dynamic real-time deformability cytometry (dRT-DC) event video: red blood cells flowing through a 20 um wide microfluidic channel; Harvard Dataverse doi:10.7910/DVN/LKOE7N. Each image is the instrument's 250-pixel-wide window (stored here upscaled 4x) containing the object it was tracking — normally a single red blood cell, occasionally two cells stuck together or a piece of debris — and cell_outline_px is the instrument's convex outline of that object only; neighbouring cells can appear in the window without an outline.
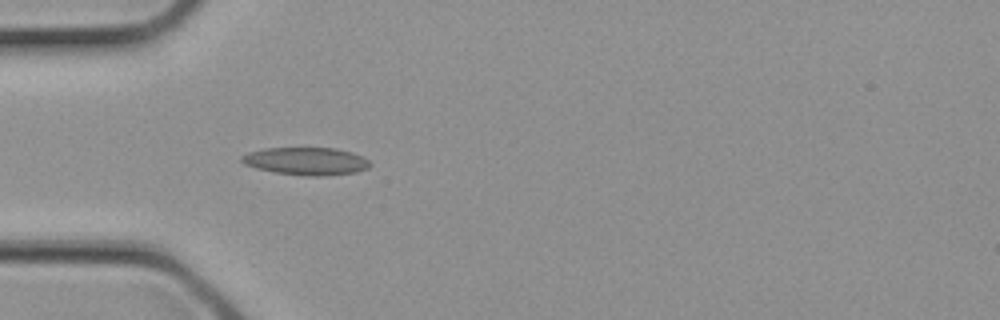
{"species": "common noctule bat (a hibernating species)", "species_latin": "Nyctalus noctula", "temperature_condition": "cold", "stored_images_in_passage": 2, "camera_frame_rate_fps": 3000, "um_per_image_px": 0.085, "animal": {"sex": "female", "body_mass_g": 21.9}, "frame": {"image": 1, "passage_image": 2, "time_ms": 0.333, "image_size_px": [1000, 320], "cell_outline_px": [[372, 164], [368, 168], [356, 172], [324, 176], [304, 176], [276, 172], [256, 168], [244, 164], [240, 160], [240, 156], [248, 152], [264, 148], [336, 148], [352, 152], [368, 160]], "centroid_in_image_um": [26.01, 13.7], "position_along_channel_um": 59.0, "area_um2": 20.75}}